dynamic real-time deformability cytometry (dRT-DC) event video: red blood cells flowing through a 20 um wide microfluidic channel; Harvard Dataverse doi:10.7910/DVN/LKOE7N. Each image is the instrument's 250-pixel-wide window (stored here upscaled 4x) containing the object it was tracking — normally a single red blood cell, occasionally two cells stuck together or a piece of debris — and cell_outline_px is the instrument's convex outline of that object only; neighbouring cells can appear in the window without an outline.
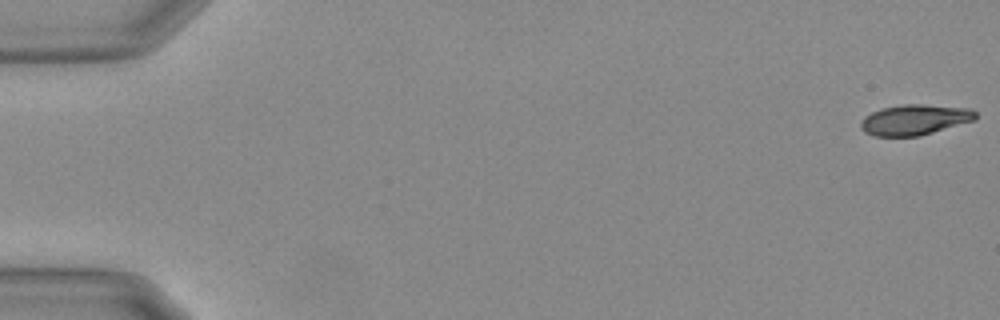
{"species": "Egyptian fruit bat (a non-hibernating species)", "species_latin": "Rousettus aegyptiacus", "temperature_condition": "warm", "stored_images_in_passage": 51, "camera_frame_rate_fps": 3000, "um_per_image_px": 0.085, "animal": {"sex": "female"}, "frame": {"image": 1, "passage_image": 1, "time_ms": 0.0, "image_size_px": [1000, 320], "cell_outline_px": [[976, 120], [920, 136], [876, 136], [864, 132], [860, 128], [860, 120], [864, 116], [880, 108], [904, 104], [924, 104], [972, 108], [976, 112]], "centroid_in_image_um": [77.75, 10.17], "position_along_channel_um": 7.2, "area_um2": 20.69}}
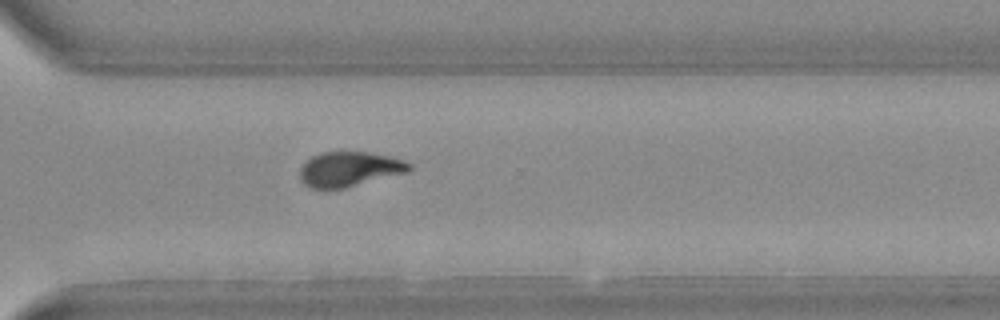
{"frame": {"image": 2, "passage_image": 41, "time_ms": 13.333, "image_size_px": [1000, 320], "cell_outline_px": [[412, 168], [408, 172], [344, 188], [312, 188], [304, 184], [300, 180], [300, 168], [312, 156], [320, 152], [368, 152], [388, 156], [404, 160], [412, 164]], "centroid_in_image_um": [29.71, 14.37], "position_along_channel_um": 340.9, "area_um2": 22.08}}
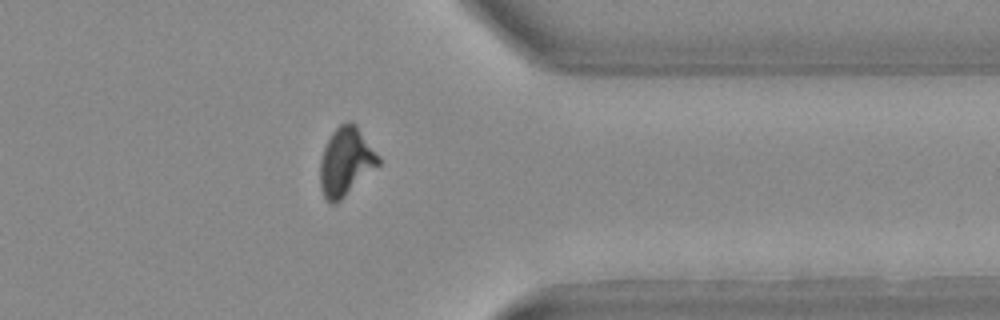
{"frame": {"image": 3, "passage_image": 45, "time_ms": 14.667, "image_size_px": [1000, 320], "cell_outline_px": [[380, 164], [336, 204], [328, 204], [320, 188], [320, 160], [324, 148], [332, 132], [340, 124], [348, 120], [356, 124], [380, 156]], "centroid_in_image_um": [29.39, 13.74], "position_along_channel_um": 382.0, "area_um2": 23.29}}